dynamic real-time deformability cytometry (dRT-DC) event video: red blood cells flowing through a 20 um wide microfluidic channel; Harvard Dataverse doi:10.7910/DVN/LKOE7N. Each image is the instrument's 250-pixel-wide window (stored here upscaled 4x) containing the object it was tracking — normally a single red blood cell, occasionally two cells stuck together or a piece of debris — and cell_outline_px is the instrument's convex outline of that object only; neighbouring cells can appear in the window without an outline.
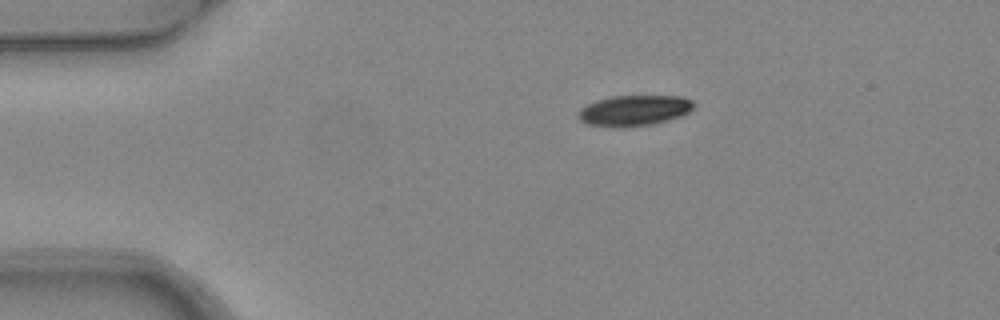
{"species": "common noctule bat (a hibernating species)", "species_latin": "Nyctalus noctula", "temperature_condition": "warm", "stored_images_in_passage": 3, "camera_frame_rate_fps": 3000, "um_per_image_px": 0.085, "animal": {"sex": "female", "body_mass_g": 24.6, "forearm_length_mm": 56.2}, "frame": {"image": 1, "passage_image": 1, "time_ms": 0.0, "image_size_px": [1000, 320], "cell_outline_px": [[692, 108], [688, 112], [680, 116], [668, 120], [652, 124], [624, 128], [616, 128], [588, 124], [580, 120], [576, 116], [580, 108], [596, 100], [612, 96], [684, 96], [692, 100]], "centroid_in_image_um": [53.86, 9.4], "position_along_channel_um": 31.1, "area_um2": 20.75}}
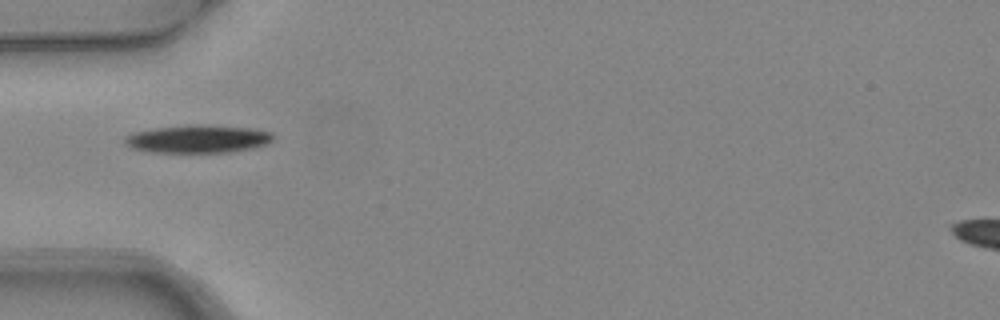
{"frame": {"image": 2, "passage_image": 3, "time_ms": 0.667, "image_size_px": [1000, 320], "cell_outline_px": [[272, 140], [268, 144], [252, 148], [228, 152], [148, 152], [132, 148], [124, 144], [124, 136], [132, 132], [156, 128], [192, 124], [200, 124], [252, 128], [272, 132]], "centroid_in_image_um": [16.79, 11.8], "position_along_channel_um": 68.2, "area_um2": 24.28}}